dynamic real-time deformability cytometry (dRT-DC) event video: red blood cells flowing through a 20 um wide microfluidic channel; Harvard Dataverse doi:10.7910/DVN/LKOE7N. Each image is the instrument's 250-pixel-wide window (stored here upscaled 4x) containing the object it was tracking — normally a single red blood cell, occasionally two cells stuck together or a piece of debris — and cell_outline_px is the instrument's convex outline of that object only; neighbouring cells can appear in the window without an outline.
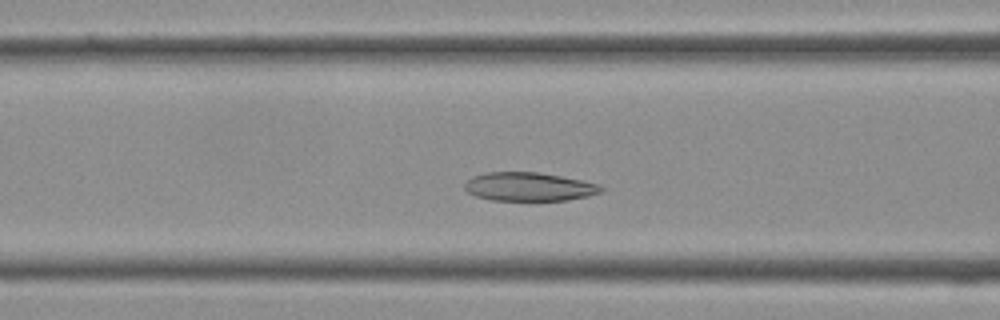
{"species": "Egyptian fruit bat (a non-hibernating species)", "species_latin": "Rousettus aegyptiacus", "temperature_condition": "cold", "stored_images_in_passage": 34, "camera_frame_rate_fps": 3000, "um_per_image_px": 0.085, "frame": {"image": 1, "passage_image": 10, "time_ms": 3.0, "image_size_px": [1000, 320], "cell_outline_px": [[608, 188], [600, 192], [588, 196], [568, 200], [492, 200], [476, 196], [468, 192], [464, 188], [464, 184], [472, 176], [488, 172], [536, 172], [560, 176], [600, 184]], "centroid_in_image_um": [44.99, 15.87], "position_along_channel_um": 121.6, "area_um2": 22.72}}
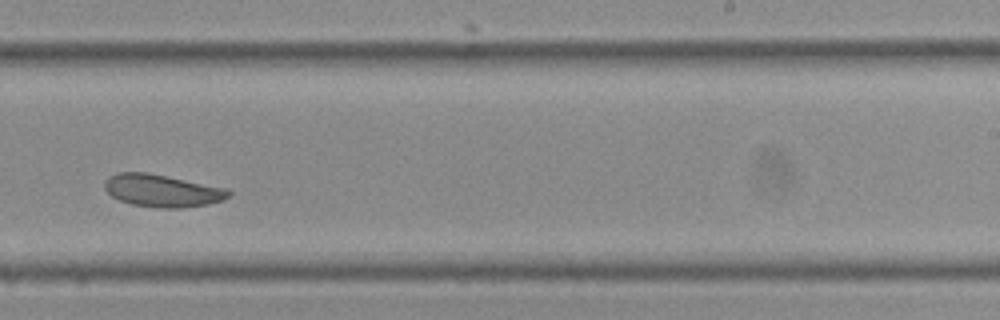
{"frame": {"image": 2, "passage_image": 19, "time_ms": 6.0, "image_size_px": [1000, 320], "cell_outline_px": [[232, 192], [224, 200], [208, 204], [180, 208], [160, 208], [132, 204], [120, 200], [112, 196], [104, 188], [104, 180], [108, 176], [116, 172], [148, 172], [228, 188]], "centroid_in_image_um": [13.78, 16.19], "position_along_channel_um": 275.2, "area_um2": 23.64}}
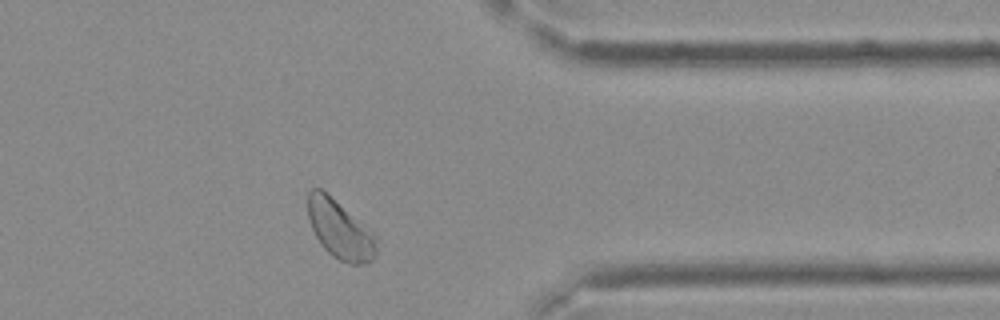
{"frame": {"image": 3, "passage_image": 26, "time_ms": 8.333, "image_size_px": [1000, 320], "cell_outline_px": [[380, 240], [376, 256], [372, 260], [364, 264], [348, 264], [332, 256], [324, 248], [316, 236], [312, 228], [308, 216], [308, 192], [312, 188], [320, 188], [372, 228], [376, 232]], "centroid_in_image_um": [28.99, 19.53], "position_along_channel_um": 382.4, "area_um2": 24.04}}